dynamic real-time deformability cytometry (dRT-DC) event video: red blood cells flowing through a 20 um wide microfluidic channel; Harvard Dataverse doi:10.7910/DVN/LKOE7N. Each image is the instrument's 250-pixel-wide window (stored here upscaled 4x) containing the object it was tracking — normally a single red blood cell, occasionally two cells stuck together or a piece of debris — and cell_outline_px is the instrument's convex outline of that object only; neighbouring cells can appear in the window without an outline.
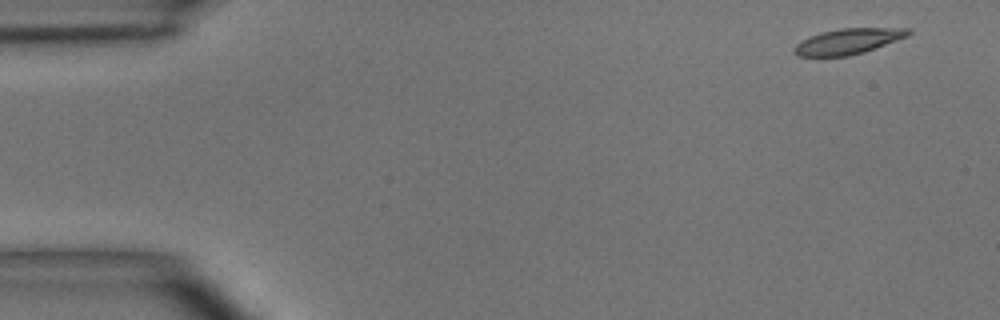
{"species": "common noctule bat (a hibernating species)", "species_latin": "Nyctalus noctula", "temperature_condition": "room temperature", "stored_images_in_passage": 4, "camera_frame_rate_fps": 3000, "um_per_image_px": 0.085, "animal": {"sex": "male", "body_mass_g": 15.6}, "frame": {"image": 1, "passage_image": 1, "time_ms": 0.0, "image_size_px": [1000, 320], "cell_outline_px": [[912, 32], [908, 36], [864, 52], [848, 56], [796, 56], [792, 52], [792, 48], [796, 44], [812, 36], [824, 32], [840, 28], [912, 28]], "centroid_in_image_um": [72.11, 3.52], "position_along_channel_um": 12.9, "area_um2": 16.88}}
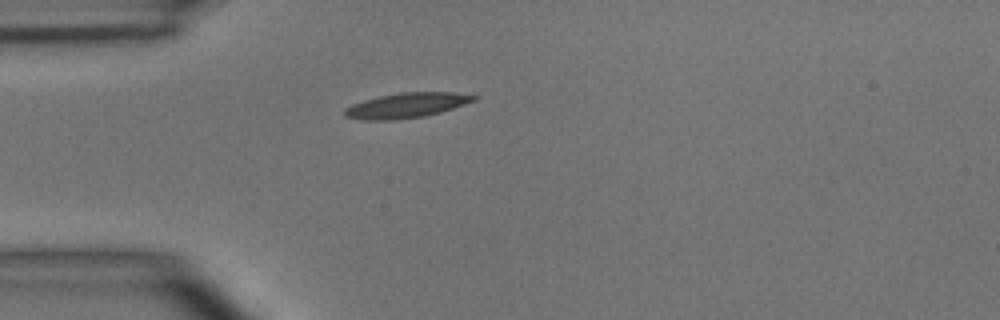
{"frame": {"image": 2, "passage_image": 4, "time_ms": 3.667, "image_size_px": [1000, 320], "cell_outline_px": [[480, 96], [476, 100], [440, 112], [424, 116], [392, 120], [364, 120], [344, 116], [344, 108], [352, 104], [364, 100], [380, 96], [400, 92], [452, 92]], "centroid_in_image_um": [34.54, 8.95], "position_along_channel_um": 50.5, "area_um2": 18.73}}